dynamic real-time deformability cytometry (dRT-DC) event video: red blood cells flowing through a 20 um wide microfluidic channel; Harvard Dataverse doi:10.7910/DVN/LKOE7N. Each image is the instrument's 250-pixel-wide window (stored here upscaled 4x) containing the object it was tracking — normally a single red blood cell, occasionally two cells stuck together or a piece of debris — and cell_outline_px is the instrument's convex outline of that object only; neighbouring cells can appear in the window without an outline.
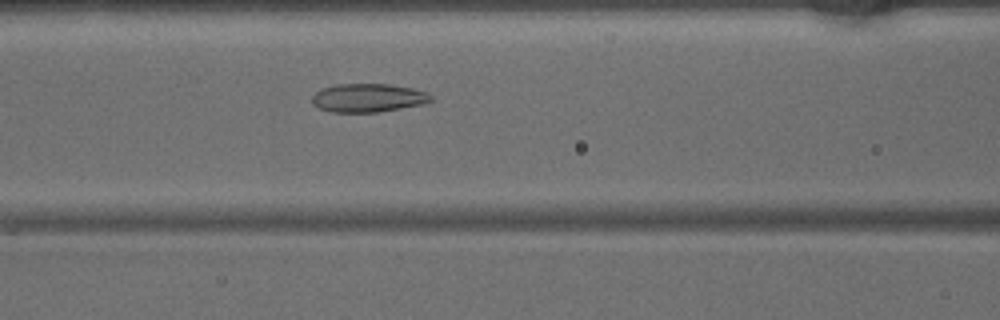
{"species": "common noctule bat (a hibernating species)", "species_latin": "Nyctalus noctula", "temperature_condition": "warm", "stored_images_in_passage": 32, "camera_frame_rate_fps": 3000, "um_per_image_px": 0.085, "animal": {"sex": "male", "body_mass_g": 15.6}, "frame": {"image": 1, "passage_image": 10, "time_ms": 3.0, "image_size_px": [1000, 320], "cell_outline_px": [[432, 100], [420, 104], [400, 108], [376, 112], [332, 112], [320, 108], [312, 104], [312, 96], [316, 92], [324, 88], [336, 84], [388, 84], [412, 88], [424, 92], [432, 96]], "centroid_in_image_um": [31.25, 8.31], "position_along_channel_um": 135.4, "area_um2": 19.42}}
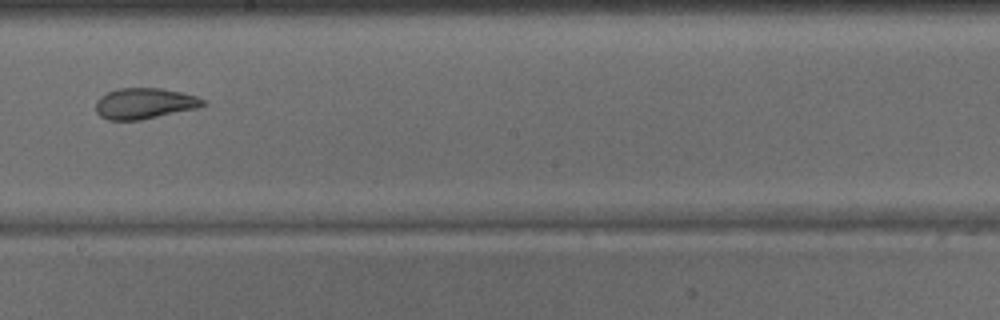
{"frame": {"image": 2, "passage_image": 17, "time_ms": 5.333, "image_size_px": [1000, 320], "cell_outline_px": [[208, 104], [200, 108], [140, 120], [108, 120], [100, 116], [96, 112], [96, 100], [100, 96], [116, 88], [160, 88], [180, 92], [196, 96], [204, 100]], "centroid_in_image_um": [12.29, 8.8], "position_along_channel_um": 235.9, "area_um2": 19.48}}
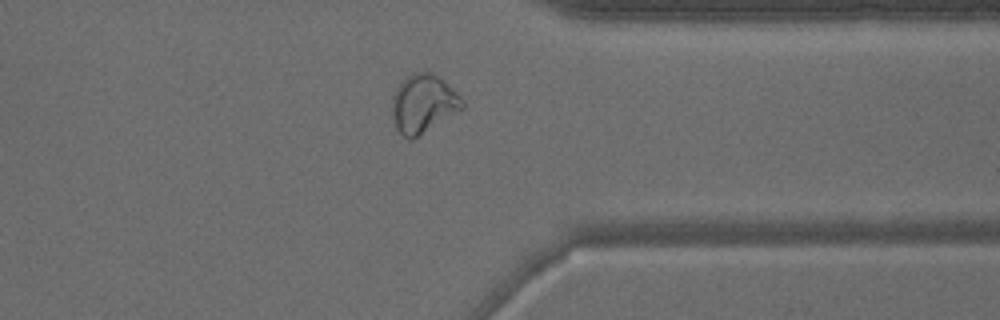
{"frame": {"image": 3, "passage_image": 27, "time_ms": 8.667, "image_size_px": [1000, 320], "cell_outline_px": [[464, 108], [412, 140], [408, 140], [396, 128], [392, 116], [392, 96], [400, 80], [412, 72], [428, 72], [444, 80], [464, 100]], "centroid_in_image_um": [35.96, 8.81], "position_along_channel_um": 375.4, "area_um2": 23.99}}